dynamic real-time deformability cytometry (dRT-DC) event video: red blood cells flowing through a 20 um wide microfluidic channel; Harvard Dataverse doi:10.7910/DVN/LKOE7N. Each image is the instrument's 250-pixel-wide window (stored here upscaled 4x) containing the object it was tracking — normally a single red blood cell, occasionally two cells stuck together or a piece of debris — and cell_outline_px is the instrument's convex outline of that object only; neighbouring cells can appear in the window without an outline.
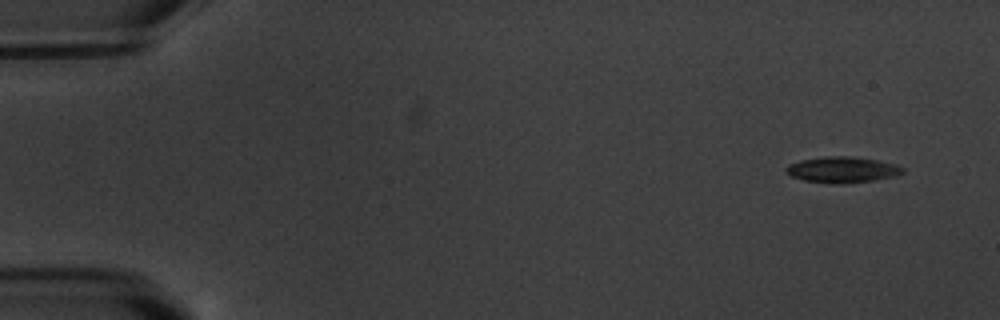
{"species": "common noctule bat (a hibernating species)", "species_latin": "Nyctalus noctula", "temperature_condition": "warm", "stored_images_in_passage": 5, "camera_frame_rate_fps": 3000, "um_per_image_px": 0.085, "animal": {"sex": "male", "body_mass_g": 20.1, "forearm_length_mm": 53.5}, "frame": {"image": 1, "passage_image": 1, "time_ms": 0.0, "image_size_px": [1000, 320], "cell_outline_px": [[904, 172], [896, 176], [872, 180], [844, 184], [832, 184], [804, 180], [792, 176], [784, 172], [784, 168], [788, 164], [800, 160], [824, 156], [852, 156], [876, 160], [896, 164], [904, 168]], "centroid_in_image_um": [71.57, 14.42], "position_along_channel_um": 13.4, "area_um2": 17.8}}
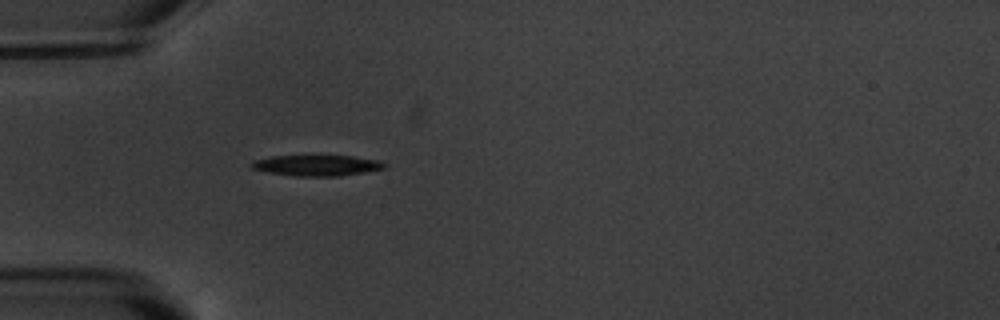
{"frame": {"image": 2, "passage_image": 5, "time_ms": 4.667, "image_size_px": [1000, 320], "cell_outline_px": [[388, 164], [384, 168], [364, 172], [340, 176], [296, 176], [268, 172], [252, 168], [248, 164], [252, 160], [272, 156], [352, 156], [380, 160]], "centroid_in_image_um": [26.92, 14.05], "position_along_channel_um": 58.1, "area_um2": 16.13}}